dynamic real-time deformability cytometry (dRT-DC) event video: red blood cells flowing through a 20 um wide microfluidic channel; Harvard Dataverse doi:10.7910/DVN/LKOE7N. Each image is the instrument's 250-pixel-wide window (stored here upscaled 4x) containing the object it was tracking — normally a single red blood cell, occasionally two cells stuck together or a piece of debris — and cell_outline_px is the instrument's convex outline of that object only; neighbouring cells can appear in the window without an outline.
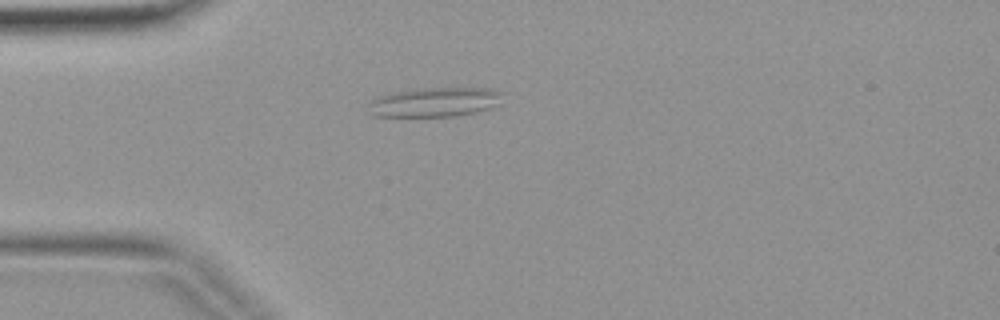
{"species": "common noctule bat (a hibernating species)", "species_latin": "Nyctalus noctula", "temperature_condition": "warm", "stored_images_in_passage": 4, "camera_frame_rate_fps": 3000, "um_per_image_px": 0.085, "animal": {"sex": "female", "body_mass_g": 19.9}, "frame": {"image": 1, "passage_image": 4, "time_ms": 1.0, "image_size_px": [1000, 320], "cell_outline_px": [[500, 104], [476, 112], [456, 116], [372, 116], [368, 112], [368, 104], [372, 100], [380, 96], [396, 92], [416, 88], [488, 88], [500, 92]], "centroid_in_image_um": [36.91, 8.68], "position_along_channel_um": 48.1, "area_um2": 22.83}}